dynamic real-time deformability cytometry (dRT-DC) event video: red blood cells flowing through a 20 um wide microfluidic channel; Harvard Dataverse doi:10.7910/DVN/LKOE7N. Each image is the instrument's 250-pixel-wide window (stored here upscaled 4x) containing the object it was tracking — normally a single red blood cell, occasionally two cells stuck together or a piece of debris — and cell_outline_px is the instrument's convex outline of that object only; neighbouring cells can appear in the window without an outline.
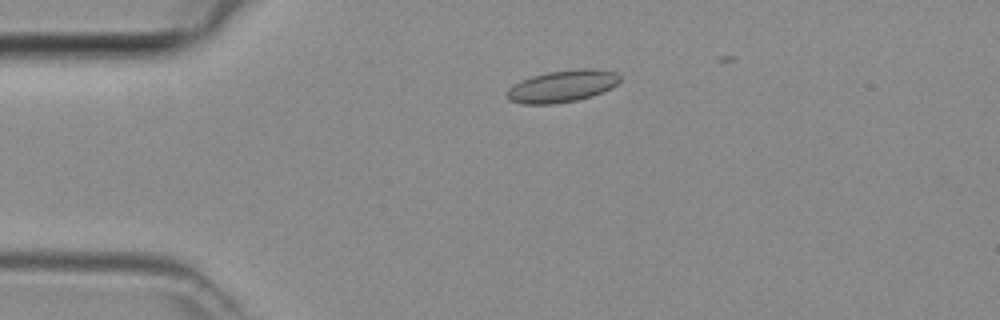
{"species": "common noctule bat (a hibernating species)", "species_latin": "Nyctalus noctula", "temperature_condition": "room temperature", "stored_images_in_passage": 4, "camera_frame_rate_fps": 3000, "um_per_image_px": 0.085, "animal": {"sex": "female", "body_mass_g": 29.2, "forearm_length_mm": 56.3}, "frame": {"image": 1, "passage_image": 1, "time_ms": 0.0, "image_size_px": [1000, 320], "cell_outline_px": [[620, 80], [612, 88], [592, 96], [576, 100], [552, 104], [520, 104], [508, 100], [504, 96], [508, 88], [512, 84], [520, 80], [532, 76], [548, 72], [576, 68], [592, 68], [616, 72], [620, 76]], "centroid_in_image_um": [47.74, 7.32], "position_along_channel_um": 37.3, "area_um2": 21.39}}
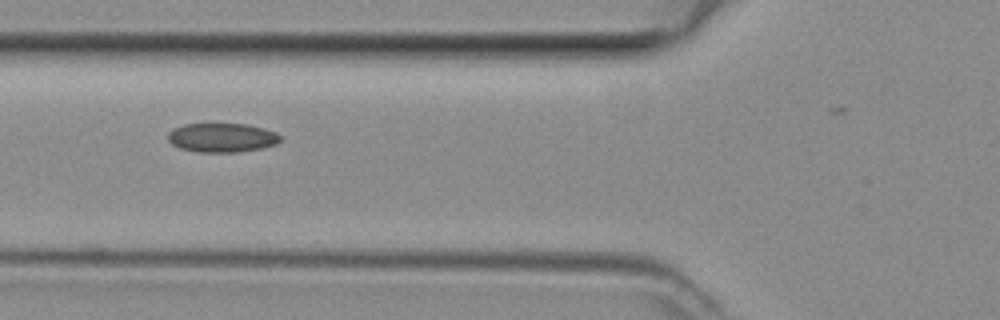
{"frame": {"image": 2, "passage_image": 3, "time_ms": 0.667, "image_size_px": [1000, 320], "cell_outline_px": [[280, 140], [276, 144], [260, 148], [236, 152], [200, 152], [180, 148], [172, 144], [168, 140], [168, 132], [172, 128], [184, 124], [248, 124], [264, 128], [276, 132], [280, 136]], "centroid_in_image_um": [18.85, 11.69], "position_along_channel_um": 107.0, "area_um2": 19.02}}
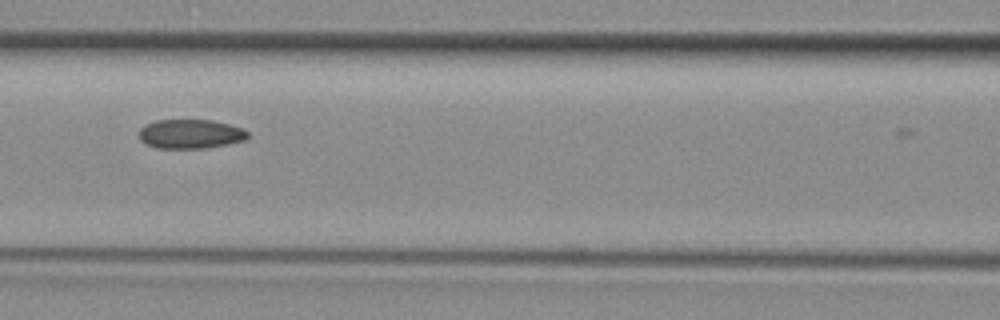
{"frame": {"image": 3, "passage_image": 4, "time_ms": 1.0, "image_size_px": [1000, 320], "cell_outline_px": [[248, 136], [244, 140], [228, 144], [204, 148], [156, 148], [144, 144], [140, 140], [140, 128], [144, 124], [156, 120], [212, 120], [244, 128], [248, 132]], "centroid_in_image_um": [16.16, 11.38], "position_along_channel_um": 150.4, "area_um2": 18.61}}